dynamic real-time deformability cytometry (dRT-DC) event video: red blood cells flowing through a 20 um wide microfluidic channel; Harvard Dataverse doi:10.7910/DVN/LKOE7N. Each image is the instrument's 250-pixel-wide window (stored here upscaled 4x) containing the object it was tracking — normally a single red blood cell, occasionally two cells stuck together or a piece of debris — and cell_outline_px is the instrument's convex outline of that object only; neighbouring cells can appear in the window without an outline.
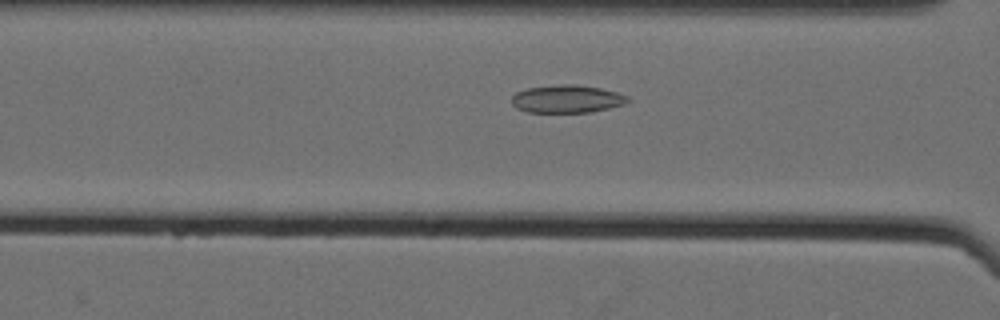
{"species": "Egyptian fruit bat (a non-hibernating species)", "species_latin": "Rousettus aegyptiacus", "temperature_condition": "cold", "stored_images_in_passage": 39, "camera_frame_rate_fps": 3000, "um_per_image_px": 0.085, "animal": {"sex": "female"}, "frame": {"image": 1, "passage_image": 7, "time_ms": 2.0, "image_size_px": [1000, 320], "cell_outline_px": [[628, 100], [624, 104], [608, 108], [588, 112], [528, 112], [516, 108], [512, 104], [512, 96], [516, 92], [528, 88], [560, 84], [576, 84], [600, 88], [616, 92], [628, 96]], "centroid_in_image_um": [48.16, 8.4], "position_along_channel_um": 118.4, "area_um2": 18.67}}
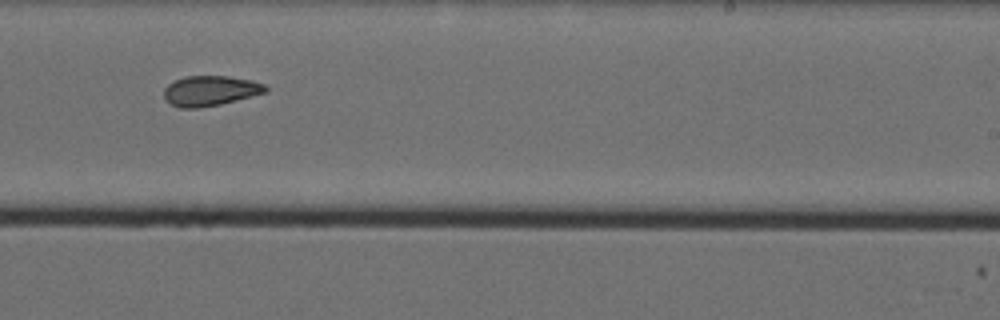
{"frame": {"image": 2, "passage_image": 20, "time_ms": 6.333, "image_size_px": [1000, 320], "cell_outline_px": [[268, 92], [220, 104], [196, 108], [180, 108], [164, 100], [164, 88], [172, 80], [184, 76], [228, 76], [252, 80], [264, 84], [268, 88]], "centroid_in_image_um": [17.85, 7.7], "position_along_channel_um": 271.1, "area_um2": 17.98}}
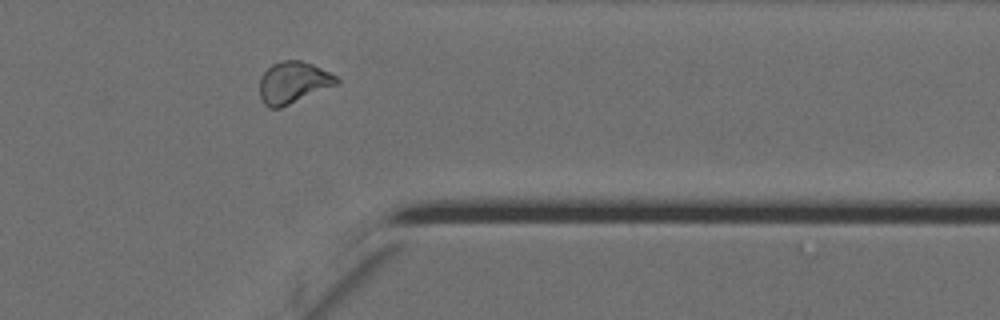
{"frame": {"image": 3, "passage_image": 30, "time_ms": 9.667, "image_size_px": [1000, 320], "cell_outline_px": [[340, 84], [280, 108], [268, 108], [264, 104], [260, 96], [260, 76], [272, 64], [280, 60], [300, 60], [312, 64], [336, 76], [340, 80]], "centroid_in_image_um": [24.93, 7.02], "position_along_channel_um": 386.5, "area_um2": 18.84}, "authors_computed_cell_mechanics": {"area_um2": 18.2648, "velocity_mm_per_s": 3.5168, "shape_relaxation_time_tau1_ms": null, "shape_relaxation_time_tau2_ms": 4.9497, "deformation_change_tau1": null, "deformation_change_tau2": 0.087}}